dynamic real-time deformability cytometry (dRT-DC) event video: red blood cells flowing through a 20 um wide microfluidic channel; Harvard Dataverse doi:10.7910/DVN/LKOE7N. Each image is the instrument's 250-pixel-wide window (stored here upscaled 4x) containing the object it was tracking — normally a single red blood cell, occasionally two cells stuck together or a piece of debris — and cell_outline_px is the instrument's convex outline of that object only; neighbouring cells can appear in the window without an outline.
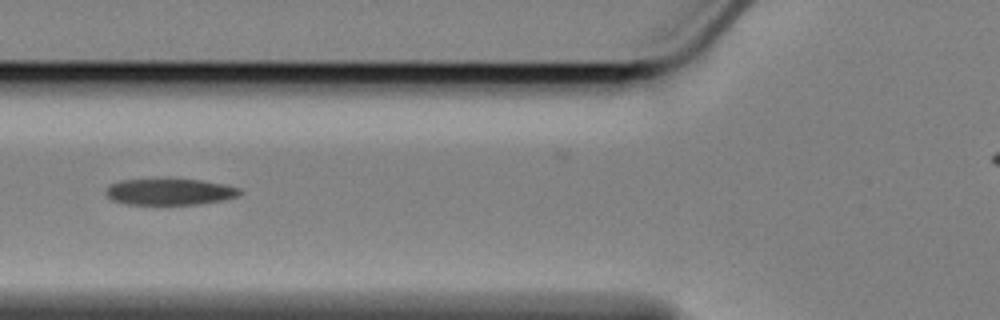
{"species": "Egyptian fruit bat (a non-hibernating species)", "species_latin": "Rousettus aegyptiacus", "temperature_condition": "cold", "stored_images_in_passage": 35, "camera_frame_rate_fps": 3000, "um_per_image_px": 0.085, "animal": {"sex": "female"}, "frame": {"image": 1, "passage_image": 3, "time_ms": 0.667, "image_size_px": [1000, 320], "cell_outline_px": [[240, 192], [236, 196], [220, 200], [200, 204], [128, 204], [112, 200], [104, 192], [112, 184], [120, 180], [200, 180], [224, 184], [240, 188]], "centroid_in_image_um": [14.41, 16.31], "position_along_channel_um": 111.4, "area_um2": 20.0}}
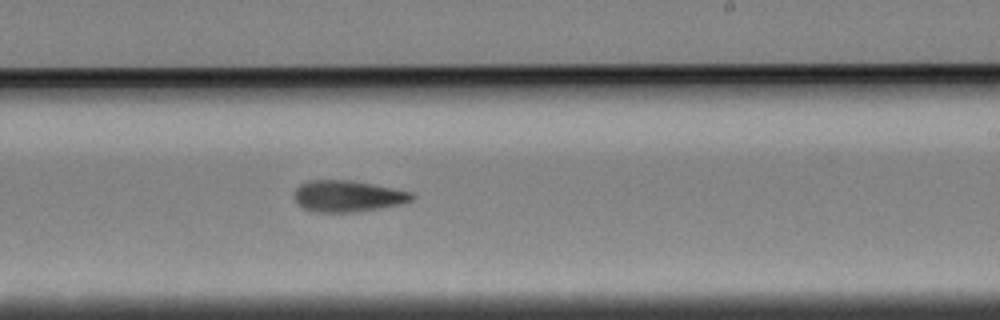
{"frame": {"image": 2, "passage_image": 16, "time_ms": 5.0, "image_size_px": [1000, 320], "cell_outline_px": [[416, 196], [412, 200], [400, 204], [352, 212], [316, 212], [304, 208], [296, 204], [296, 188], [300, 184], [308, 180], [352, 180], [412, 192]], "centroid_in_image_um": [29.54, 16.66], "position_along_channel_um": 259.5, "area_um2": 21.27}}
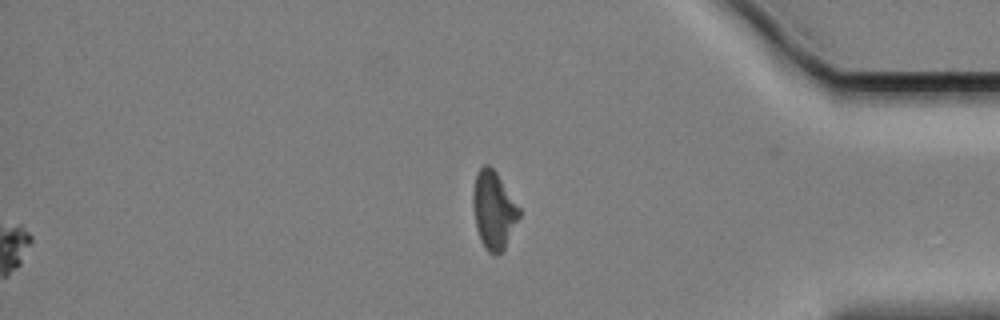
{"frame": {"image": 3, "passage_image": 30, "time_ms": 9.667, "image_size_px": [1000, 320], "cell_outline_px": [[520, 216], [504, 252], [496, 256], [488, 252], [480, 240], [476, 228], [472, 204], [472, 196], [476, 172], [484, 164], [488, 164], [496, 172], [520, 208]], "centroid_in_image_um": [41.96, 17.9], "position_along_channel_um": 393.2, "area_um2": 21.21}, "authors_computed_cell_mechanics": {"area_um2": 21.2126, "velocity_mm_per_s": 3.408, "shape_relaxation_time_tau1_ms": 2.5709, "shape_relaxation_time_tau2_ms": 5.0984, "deformation_change_tau1": 0.1087, "deformation_change_tau2": 0.1499}}